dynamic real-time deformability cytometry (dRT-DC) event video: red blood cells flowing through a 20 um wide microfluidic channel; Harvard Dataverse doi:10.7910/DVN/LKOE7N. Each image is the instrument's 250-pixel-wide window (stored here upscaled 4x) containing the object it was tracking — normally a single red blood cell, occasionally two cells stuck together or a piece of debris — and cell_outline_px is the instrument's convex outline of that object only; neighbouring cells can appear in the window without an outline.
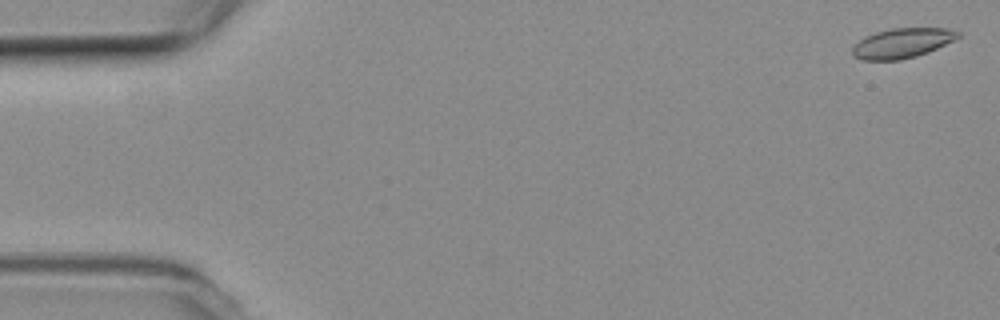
{"species": "common noctule bat (a hibernating species)", "species_latin": "Nyctalus noctula", "temperature_condition": "room temperature", "stored_images_in_passage": 49, "camera_frame_rate_fps": 3000, "um_per_image_px": 0.085, "animal": {"sex": "female", "body_mass_g": 19.3, "forearm_length_mm": 54.1}, "frame": {"image": 1, "passage_image": 2, "time_ms": 0.333, "image_size_px": [1000, 320], "cell_outline_px": [[960, 36], [956, 40], [928, 52], [916, 56], [900, 60], [864, 60], [852, 56], [852, 48], [864, 36], [876, 32], [892, 28], [948, 28], [960, 32]], "centroid_in_image_um": [76.7, 3.66], "position_along_channel_um": 8.3, "area_um2": 18.44}}
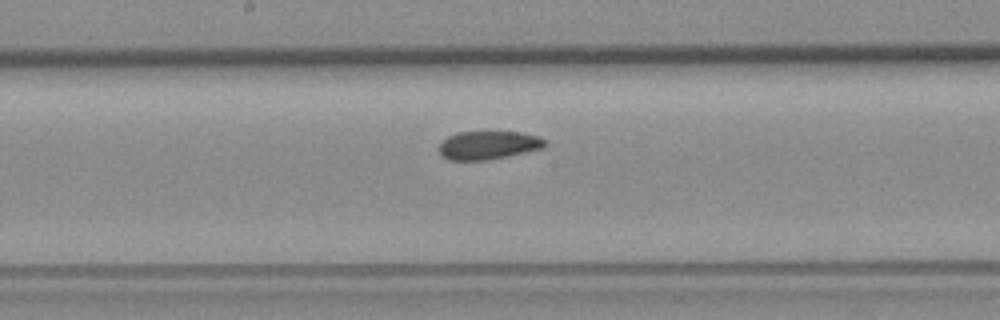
{"frame": {"image": 2, "passage_image": 29, "time_ms": 9.333, "image_size_px": [1000, 320], "cell_outline_px": [[548, 144], [544, 148], [508, 156], [488, 160], [448, 160], [436, 148], [448, 136], [456, 132], [520, 132], [536, 136], [548, 140]], "centroid_in_image_um": [41.53, 12.34], "position_along_channel_um": 206.7, "area_um2": 17.63}}
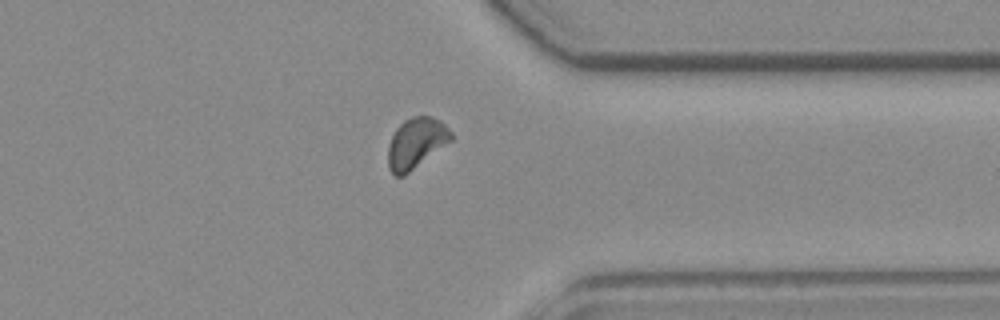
{"frame": {"image": 3, "passage_image": 43, "time_ms": 14.0, "image_size_px": [1000, 320], "cell_outline_px": [[452, 140], [404, 176], [396, 176], [388, 168], [388, 144], [396, 128], [404, 120], [412, 116], [432, 116], [440, 120], [452, 132]], "centroid_in_image_um": [35.36, 12.15], "position_along_channel_um": 376.0, "area_um2": 18.55}, "authors_computed_cell_mechanics": {"area_um2": 18.4382, "velocity_mm_per_s": 3.7563, "shape_relaxation_time_tau1_ms": 9.663, "shape_relaxation_time_tau2_ms": 4.1654, "deformation_change_tau1": 0.1243, "deformation_change_tau2": 0.0741}}